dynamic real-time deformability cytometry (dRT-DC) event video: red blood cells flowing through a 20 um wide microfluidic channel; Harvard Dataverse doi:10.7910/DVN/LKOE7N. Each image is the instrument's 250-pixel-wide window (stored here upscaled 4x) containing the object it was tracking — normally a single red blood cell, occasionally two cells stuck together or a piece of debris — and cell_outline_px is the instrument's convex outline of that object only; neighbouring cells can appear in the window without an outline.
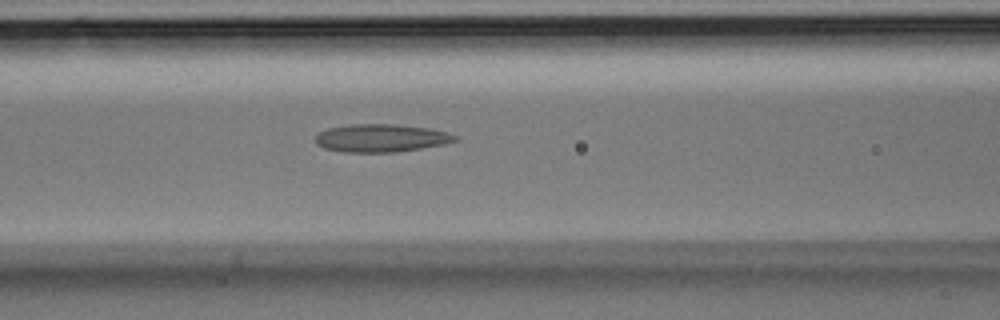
{"species": "Egyptian fruit bat (a non-hibernating species)", "species_latin": "Rousettus aegyptiacus", "temperature_condition": "room temperature", "stored_images_in_passage": 27, "segment_of_instrument_passage": [1, 2], "camera_frame_rate_fps": 3000, "um_per_image_px": 0.085, "animal": {"sex": "male"}, "frame": {"image": 1, "passage_image": 12, "time_ms": 3.667, "image_size_px": [1000, 320], "cell_outline_px": [[460, 140], [444, 144], [396, 152], [344, 152], [324, 148], [316, 144], [316, 136], [320, 132], [328, 128], [348, 124], [396, 124], [428, 128], [460, 136]], "centroid_in_image_um": [32.4, 11.73], "position_along_channel_um": 134.2, "area_um2": 22.72}}
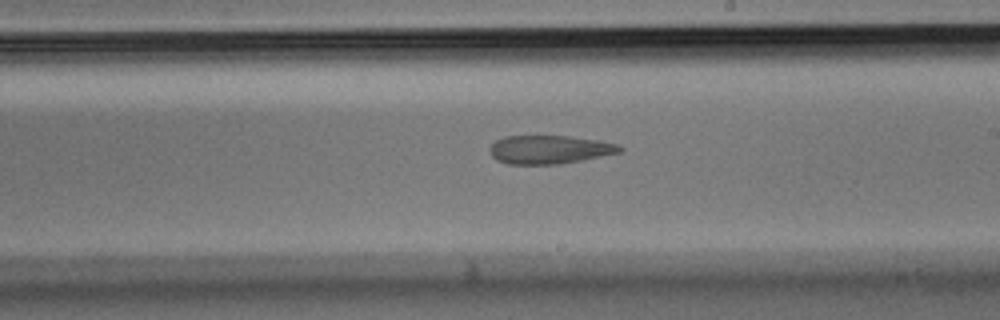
{"frame": {"image": 2, "passage_image": 18, "time_ms": 5.667, "image_size_px": [1000, 320], "cell_outline_px": [[624, 148], [620, 152], [560, 164], [508, 164], [496, 160], [492, 156], [488, 148], [496, 140], [504, 136], [568, 136], [600, 140], [620, 144]], "centroid_in_image_um": [46.7, 12.7], "position_along_channel_um": 242.3, "area_um2": 21.62}}
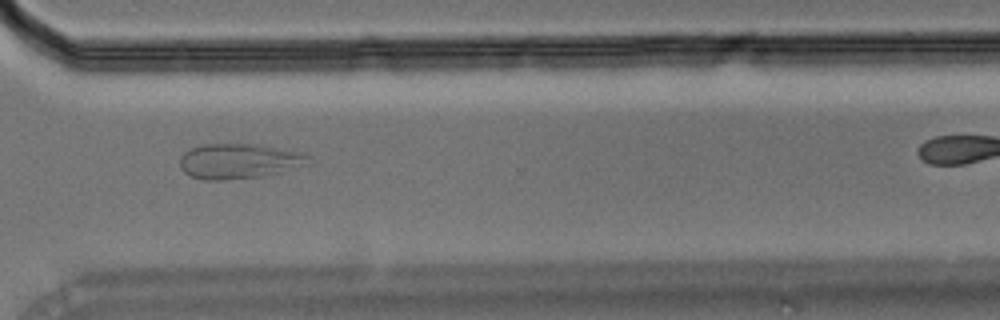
{"frame": {"image": 3, "passage_image": 24, "time_ms": 7.667, "image_size_px": [1000, 320], "cell_outline_px": [[312, 164], [260, 176], [224, 180], [204, 180], [188, 176], [180, 168], [180, 156], [184, 152], [192, 148], [204, 144], [252, 144], [300, 152], [308, 156]], "centroid_in_image_um": [20.26, 13.7], "position_along_channel_um": 350.3, "area_um2": 26.13}}